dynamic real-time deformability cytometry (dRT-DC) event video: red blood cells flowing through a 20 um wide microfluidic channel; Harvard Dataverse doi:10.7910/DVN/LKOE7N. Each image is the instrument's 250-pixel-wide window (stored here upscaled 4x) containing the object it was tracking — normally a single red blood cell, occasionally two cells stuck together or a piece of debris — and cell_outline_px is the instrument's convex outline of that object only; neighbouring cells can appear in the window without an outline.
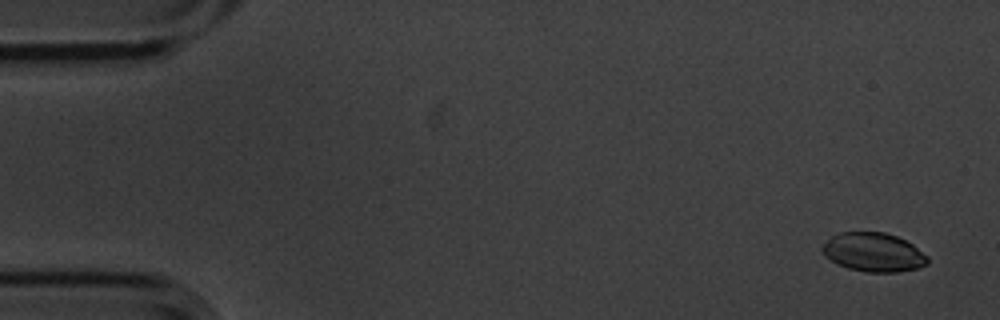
{"species": "common noctule bat (a hibernating species)", "species_latin": "Nyctalus noctula", "temperature_condition": "cold", "stored_images_in_passage": 4, "camera_frame_rate_fps": 3000, "um_per_image_px": 0.085, "animal": {"sex": "male", "body_mass_g": 20.1, "forearm_length_mm": 53.5}, "frame": {"image": 1, "passage_image": 1, "time_ms": 0.0, "image_size_px": [1000, 320], "cell_outline_px": [[928, 264], [916, 268], [900, 272], [868, 272], [848, 268], [836, 264], [824, 256], [820, 252], [820, 248], [832, 236], [840, 232], [884, 232], [896, 236], [912, 244], [928, 256]], "centroid_in_image_um": [74.22, 21.45], "position_along_channel_um": 10.8, "area_um2": 23.93}}
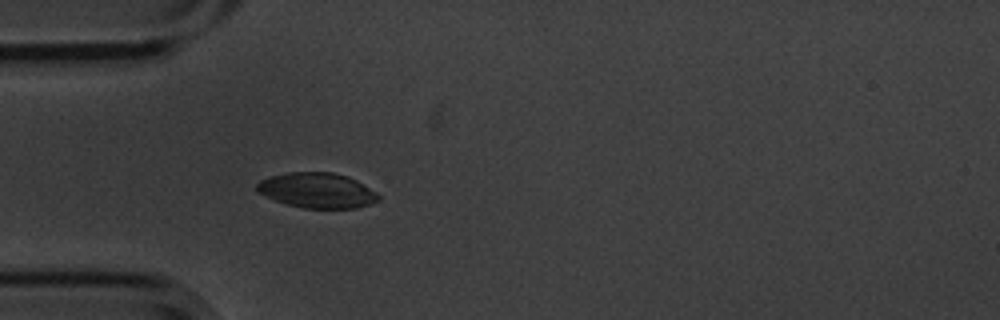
{"frame": {"image": 2, "passage_image": 4, "time_ms": 1.0, "image_size_px": [1000, 320], "cell_outline_px": [[380, 200], [356, 208], [304, 208], [288, 204], [276, 200], [256, 192], [256, 184], [260, 180], [272, 176], [288, 172], [332, 172], [348, 176], [356, 180], [376, 192], [380, 196]], "centroid_in_image_um": [26.95, 16.18], "position_along_channel_um": 58.0, "area_um2": 24.8}}